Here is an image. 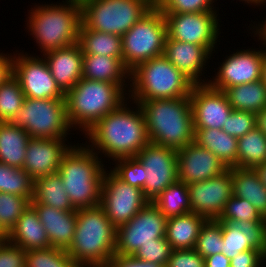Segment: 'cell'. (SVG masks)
Wrapping results in <instances>:
<instances>
[{"instance_id":"obj_30","label":"cell","mask_w":266,"mask_h":267,"mask_svg":"<svg viewBox=\"0 0 266 267\" xmlns=\"http://www.w3.org/2000/svg\"><path fill=\"white\" fill-rule=\"evenodd\" d=\"M30 135L11 122H0V163L22 168Z\"/></svg>"},{"instance_id":"obj_42","label":"cell","mask_w":266,"mask_h":267,"mask_svg":"<svg viewBox=\"0 0 266 267\" xmlns=\"http://www.w3.org/2000/svg\"><path fill=\"white\" fill-rule=\"evenodd\" d=\"M114 162V163H113ZM110 162L108 168L123 182L137 187L144 194V167L136 157H124ZM112 163V164H111Z\"/></svg>"},{"instance_id":"obj_2","label":"cell","mask_w":266,"mask_h":267,"mask_svg":"<svg viewBox=\"0 0 266 267\" xmlns=\"http://www.w3.org/2000/svg\"><path fill=\"white\" fill-rule=\"evenodd\" d=\"M27 10V32L35 40L40 55L78 42L81 4L75 2L34 3Z\"/></svg>"},{"instance_id":"obj_7","label":"cell","mask_w":266,"mask_h":267,"mask_svg":"<svg viewBox=\"0 0 266 267\" xmlns=\"http://www.w3.org/2000/svg\"><path fill=\"white\" fill-rule=\"evenodd\" d=\"M194 83L164 56H157L130 71L128 99L148 101L190 97Z\"/></svg>"},{"instance_id":"obj_52","label":"cell","mask_w":266,"mask_h":267,"mask_svg":"<svg viewBox=\"0 0 266 267\" xmlns=\"http://www.w3.org/2000/svg\"><path fill=\"white\" fill-rule=\"evenodd\" d=\"M256 126L266 135V108L256 114Z\"/></svg>"},{"instance_id":"obj_56","label":"cell","mask_w":266,"mask_h":267,"mask_svg":"<svg viewBox=\"0 0 266 267\" xmlns=\"http://www.w3.org/2000/svg\"><path fill=\"white\" fill-rule=\"evenodd\" d=\"M263 20L262 21H258V24H257V21L253 22V20H251L250 22H252L253 24L251 23L249 25L252 26L254 29H266V17Z\"/></svg>"},{"instance_id":"obj_5","label":"cell","mask_w":266,"mask_h":267,"mask_svg":"<svg viewBox=\"0 0 266 267\" xmlns=\"http://www.w3.org/2000/svg\"><path fill=\"white\" fill-rule=\"evenodd\" d=\"M104 163L85 142L73 144L64 154L58 173L76 209L100 205L103 177L108 168Z\"/></svg>"},{"instance_id":"obj_16","label":"cell","mask_w":266,"mask_h":267,"mask_svg":"<svg viewBox=\"0 0 266 267\" xmlns=\"http://www.w3.org/2000/svg\"><path fill=\"white\" fill-rule=\"evenodd\" d=\"M20 51H14L13 76L18 80L25 97L65 99L43 56Z\"/></svg>"},{"instance_id":"obj_19","label":"cell","mask_w":266,"mask_h":267,"mask_svg":"<svg viewBox=\"0 0 266 267\" xmlns=\"http://www.w3.org/2000/svg\"><path fill=\"white\" fill-rule=\"evenodd\" d=\"M73 144L67 138H30L22 168L34 180L57 173L64 154Z\"/></svg>"},{"instance_id":"obj_10","label":"cell","mask_w":266,"mask_h":267,"mask_svg":"<svg viewBox=\"0 0 266 267\" xmlns=\"http://www.w3.org/2000/svg\"><path fill=\"white\" fill-rule=\"evenodd\" d=\"M167 24L163 13L154 6L122 35L123 63L131 71L137 65L164 53Z\"/></svg>"},{"instance_id":"obj_46","label":"cell","mask_w":266,"mask_h":267,"mask_svg":"<svg viewBox=\"0 0 266 267\" xmlns=\"http://www.w3.org/2000/svg\"><path fill=\"white\" fill-rule=\"evenodd\" d=\"M26 251L6 238L0 242V267H25Z\"/></svg>"},{"instance_id":"obj_12","label":"cell","mask_w":266,"mask_h":267,"mask_svg":"<svg viewBox=\"0 0 266 267\" xmlns=\"http://www.w3.org/2000/svg\"><path fill=\"white\" fill-rule=\"evenodd\" d=\"M163 15L167 24L168 38L198 44L211 55L218 53L221 41L220 27H222L219 12L163 13Z\"/></svg>"},{"instance_id":"obj_35","label":"cell","mask_w":266,"mask_h":267,"mask_svg":"<svg viewBox=\"0 0 266 267\" xmlns=\"http://www.w3.org/2000/svg\"><path fill=\"white\" fill-rule=\"evenodd\" d=\"M152 202L167 219L191 212L188 185L179 180L166 187Z\"/></svg>"},{"instance_id":"obj_20","label":"cell","mask_w":266,"mask_h":267,"mask_svg":"<svg viewBox=\"0 0 266 267\" xmlns=\"http://www.w3.org/2000/svg\"><path fill=\"white\" fill-rule=\"evenodd\" d=\"M178 180L187 185L208 180L228 168L212 152L195 142L177 150Z\"/></svg>"},{"instance_id":"obj_23","label":"cell","mask_w":266,"mask_h":267,"mask_svg":"<svg viewBox=\"0 0 266 267\" xmlns=\"http://www.w3.org/2000/svg\"><path fill=\"white\" fill-rule=\"evenodd\" d=\"M57 86L66 94L82 79L83 52L78 42L42 54Z\"/></svg>"},{"instance_id":"obj_11","label":"cell","mask_w":266,"mask_h":267,"mask_svg":"<svg viewBox=\"0 0 266 267\" xmlns=\"http://www.w3.org/2000/svg\"><path fill=\"white\" fill-rule=\"evenodd\" d=\"M246 28H250L248 32L251 33L250 36L254 34L253 37H257V41H260L259 48L248 47L247 49L233 50V52L229 50L232 54L226 55L222 62H217V72L211 76L212 79L210 77L208 82L211 87L224 91L226 88L236 85L261 80L265 37L250 25ZM260 45H262L261 48Z\"/></svg>"},{"instance_id":"obj_50","label":"cell","mask_w":266,"mask_h":267,"mask_svg":"<svg viewBox=\"0 0 266 267\" xmlns=\"http://www.w3.org/2000/svg\"><path fill=\"white\" fill-rule=\"evenodd\" d=\"M3 53L0 52V85L13 76L14 52Z\"/></svg>"},{"instance_id":"obj_21","label":"cell","mask_w":266,"mask_h":267,"mask_svg":"<svg viewBox=\"0 0 266 267\" xmlns=\"http://www.w3.org/2000/svg\"><path fill=\"white\" fill-rule=\"evenodd\" d=\"M163 55L194 84H207L205 77L212 56L203 46L166 37ZM206 66V67H205ZM204 77V78H203Z\"/></svg>"},{"instance_id":"obj_40","label":"cell","mask_w":266,"mask_h":267,"mask_svg":"<svg viewBox=\"0 0 266 267\" xmlns=\"http://www.w3.org/2000/svg\"><path fill=\"white\" fill-rule=\"evenodd\" d=\"M222 225L216 219H208L201 227L194 249L203 258L222 253Z\"/></svg>"},{"instance_id":"obj_53","label":"cell","mask_w":266,"mask_h":267,"mask_svg":"<svg viewBox=\"0 0 266 267\" xmlns=\"http://www.w3.org/2000/svg\"><path fill=\"white\" fill-rule=\"evenodd\" d=\"M253 169L258 174L262 184L266 187V162L255 166Z\"/></svg>"},{"instance_id":"obj_31","label":"cell","mask_w":266,"mask_h":267,"mask_svg":"<svg viewBox=\"0 0 266 267\" xmlns=\"http://www.w3.org/2000/svg\"><path fill=\"white\" fill-rule=\"evenodd\" d=\"M60 174L54 173L34 180L33 198L30 204H42L63 211L77 210L64 190Z\"/></svg>"},{"instance_id":"obj_13","label":"cell","mask_w":266,"mask_h":267,"mask_svg":"<svg viewBox=\"0 0 266 267\" xmlns=\"http://www.w3.org/2000/svg\"><path fill=\"white\" fill-rule=\"evenodd\" d=\"M166 225V216L153 202H148L127 223L116 228L115 254L134 255L141 245L165 237Z\"/></svg>"},{"instance_id":"obj_28","label":"cell","mask_w":266,"mask_h":267,"mask_svg":"<svg viewBox=\"0 0 266 267\" xmlns=\"http://www.w3.org/2000/svg\"><path fill=\"white\" fill-rule=\"evenodd\" d=\"M194 142L217 156L227 168L237 167V138L222 129L194 128Z\"/></svg>"},{"instance_id":"obj_25","label":"cell","mask_w":266,"mask_h":267,"mask_svg":"<svg viewBox=\"0 0 266 267\" xmlns=\"http://www.w3.org/2000/svg\"><path fill=\"white\" fill-rule=\"evenodd\" d=\"M82 78L118 84L127 94L130 87V71L123 58L83 54Z\"/></svg>"},{"instance_id":"obj_55","label":"cell","mask_w":266,"mask_h":267,"mask_svg":"<svg viewBox=\"0 0 266 267\" xmlns=\"http://www.w3.org/2000/svg\"><path fill=\"white\" fill-rule=\"evenodd\" d=\"M261 81L266 85V38H265V50L263 53Z\"/></svg>"},{"instance_id":"obj_27","label":"cell","mask_w":266,"mask_h":267,"mask_svg":"<svg viewBox=\"0 0 266 267\" xmlns=\"http://www.w3.org/2000/svg\"><path fill=\"white\" fill-rule=\"evenodd\" d=\"M207 220L194 212L168 218L165 238L173 250L192 249L196 245L201 227Z\"/></svg>"},{"instance_id":"obj_47","label":"cell","mask_w":266,"mask_h":267,"mask_svg":"<svg viewBox=\"0 0 266 267\" xmlns=\"http://www.w3.org/2000/svg\"><path fill=\"white\" fill-rule=\"evenodd\" d=\"M165 267H205V258L192 249L173 250Z\"/></svg>"},{"instance_id":"obj_9","label":"cell","mask_w":266,"mask_h":267,"mask_svg":"<svg viewBox=\"0 0 266 267\" xmlns=\"http://www.w3.org/2000/svg\"><path fill=\"white\" fill-rule=\"evenodd\" d=\"M23 128L31 138H68L73 128L68 120L65 99H33L25 97L22 107L11 121Z\"/></svg>"},{"instance_id":"obj_3","label":"cell","mask_w":266,"mask_h":267,"mask_svg":"<svg viewBox=\"0 0 266 267\" xmlns=\"http://www.w3.org/2000/svg\"><path fill=\"white\" fill-rule=\"evenodd\" d=\"M134 102L141 108L151 143L179 150L194 142L189 97Z\"/></svg>"},{"instance_id":"obj_14","label":"cell","mask_w":266,"mask_h":267,"mask_svg":"<svg viewBox=\"0 0 266 267\" xmlns=\"http://www.w3.org/2000/svg\"><path fill=\"white\" fill-rule=\"evenodd\" d=\"M148 202L141 189L123 182L110 169L105 170L100 206L116 228L127 223Z\"/></svg>"},{"instance_id":"obj_41","label":"cell","mask_w":266,"mask_h":267,"mask_svg":"<svg viewBox=\"0 0 266 267\" xmlns=\"http://www.w3.org/2000/svg\"><path fill=\"white\" fill-rule=\"evenodd\" d=\"M218 222L265 221L266 219L247 200L232 196L224 206Z\"/></svg>"},{"instance_id":"obj_57","label":"cell","mask_w":266,"mask_h":267,"mask_svg":"<svg viewBox=\"0 0 266 267\" xmlns=\"http://www.w3.org/2000/svg\"><path fill=\"white\" fill-rule=\"evenodd\" d=\"M259 34L266 38V29H255Z\"/></svg>"},{"instance_id":"obj_8","label":"cell","mask_w":266,"mask_h":267,"mask_svg":"<svg viewBox=\"0 0 266 267\" xmlns=\"http://www.w3.org/2000/svg\"><path fill=\"white\" fill-rule=\"evenodd\" d=\"M155 6V0H87L82 23L92 30L121 36Z\"/></svg>"},{"instance_id":"obj_32","label":"cell","mask_w":266,"mask_h":267,"mask_svg":"<svg viewBox=\"0 0 266 267\" xmlns=\"http://www.w3.org/2000/svg\"><path fill=\"white\" fill-rule=\"evenodd\" d=\"M78 43L83 54L123 58L121 36L88 29L82 22Z\"/></svg>"},{"instance_id":"obj_49","label":"cell","mask_w":266,"mask_h":267,"mask_svg":"<svg viewBox=\"0 0 266 267\" xmlns=\"http://www.w3.org/2000/svg\"><path fill=\"white\" fill-rule=\"evenodd\" d=\"M107 267H165L163 265L136 259L133 255L114 254Z\"/></svg>"},{"instance_id":"obj_15","label":"cell","mask_w":266,"mask_h":267,"mask_svg":"<svg viewBox=\"0 0 266 267\" xmlns=\"http://www.w3.org/2000/svg\"><path fill=\"white\" fill-rule=\"evenodd\" d=\"M135 157L144 167V196L149 202L178 181L177 150L149 142Z\"/></svg>"},{"instance_id":"obj_58","label":"cell","mask_w":266,"mask_h":267,"mask_svg":"<svg viewBox=\"0 0 266 267\" xmlns=\"http://www.w3.org/2000/svg\"><path fill=\"white\" fill-rule=\"evenodd\" d=\"M64 1L75 2V3L82 4V3H84V2L87 1V0H64Z\"/></svg>"},{"instance_id":"obj_29","label":"cell","mask_w":266,"mask_h":267,"mask_svg":"<svg viewBox=\"0 0 266 267\" xmlns=\"http://www.w3.org/2000/svg\"><path fill=\"white\" fill-rule=\"evenodd\" d=\"M233 196L250 202L266 219V187L252 168H232Z\"/></svg>"},{"instance_id":"obj_34","label":"cell","mask_w":266,"mask_h":267,"mask_svg":"<svg viewBox=\"0 0 266 267\" xmlns=\"http://www.w3.org/2000/svg\"><path fill=\"white\" fill-rule=\"evenodd\" d=\"M266 162V135L256 126L237 138V168H254Z\"/></svg>"},{"instance_id":"obj_54","label":"cell","mask_w":266,"mask_h":267,"mask_svg":"<svg viewBox=\"0 0 266 267\" xmlns=\"http://www.w3.org/2000/svg\"><path fill=\"white\" fill-rule=\"evenodd\" d=\"M216 1H218V0H216ZM237 1H240L244 4H247V6L251 5L250 7H252V6H254V8L258 7L259 10H260L259 7H261V6L262 7L264 6V8L266 7V0H237Z\"/></svg>"},{"instance_id":"obj_18","label":"cell","mask_w":266,"mask_h":267,"mask_svg":"<svg viewBox=\"0 0 266 267\" xmlns=\"http://www.w3.org/2000/svg\"><path fill=\"white\" fill-rule=\"evenodd\" d=\"M194 128L222 129L233 111L226 94L207 84H194L190 93Z\"/></svg>"},{"instance_id":"obj_51","label":"cell","mask_w":266,"mask_h":267,"mask_svg":"<svg viewBox=\"0 0 266 267\" xmlns=\"http://www.w3.org/2000/svg\"><path fill=\"white\" fill-rule=\"evenodd\" d=\"M205 267H230V259L223 253H217L205 258Z\"/></svg>"},{"instance_id":"obj_36","label":"cell","mask_w":266,"mask_h":267,"mask_svg":"<svg viewBox=\"0 0 266 267\" xmlns=\"http://www.w3.org/2000/svg\"><path fill=\"white\" fill-rule=\"evenodd\" d=\"M34 179L23 169L0 163V192L33 198Z\"/></svg>"},{"instance_id":"obj_38","label":"cell","mask_w":266,"mask_h":267,"mask_svg":"<svg viewBox=\"0 0 266 267\" xmlns=\"http://www.w3.org/2000/svg\"><path fill=\"white\" fill-rule=\"evenodd\" d=\"M25 95L18 80L11 76L0 85V122H11L22 107Z\"/></svg>"},{"instance_id":"obj_17","label":"cell","mask_w":266,"mask_h":267,"mask_svg":"<svg viewBox=\"0 0 266 267\" xmlns=\"http://www.w3.org/2000/svg\"><path fill=\"white\" fill-rule=\"evenodd\" d=\"M191 212L217 219L233 196L232 168L205 181L188 184Z\"/></svg>"},{"instance_id":"obj_33","label":"cell","mask_w":266,"mask_h":267,"mask_svg":"<svg viewBox=\"0 0 266 267\" xmlns=\"http://www.w3.org/2000/svg\"><path fill=\"white\" fill-rule=\"evenodd\" d=\"M224 93L233 110L258 114L266 108V85L261 80L226 88Z\"/></svg>"},{"instance_id":"obj_22","label":"cell","mask_w":266,"mask_h":267,"mask_svg":"<svg viewBox=\"0 0 266 267\" xmlns=\"http://www.w3.org/2000/svg\"><path fill=\"white\" fill-rule=\"evenodd\" d=\"M219 223L222 225V253L229 259L250 249L266 254V220Z\"/></svg>"},{"instance_id":"obj_1","label":"cell","mask_w":266,"mask_h":267,"mask_svg":"<svg viewBox=\"0 0 266 267\" xmlns=\"http://www.w3.org/2000/svg\"><path fill=\"white\" fill-rule=\"evenodd\" d=\"M83 136L88 141L85 144L109 164L110 160L135 157L150 142L141 108L130 99L102 117Z\"/></svg>"},{"instance_id":"obj_4","label":"cell","mask_w":266,"mask_h":267,"mask_svg":"<svg viewBox=\"0 0 266 267\" xmlns=\"http://www.w3.org/2000/svg\"><path fill=\"white\" fill-rule=\"evenodd\" d=\"M76 213L74 237L66 252L79 267H107L115 254L116 227L100 205Z\"/></svg>"},{"instance_id":"obj_48","label":"cell","mask_w":266,"mask_h":267,"mask_svg":"<svg viewBox=\"0 0 266 267\" xmlns=\"http://www.w3.org/2000/svg\"><path fill=\"white\" fill-rule=\"evenodd\" d=\"M266 254L262 250L250 249L230 259V267H265Z\"/></svg>"},{"instance_id":"obj_6","label":"cell","mask_w":266,"mask_h":267,"mask_svg":"<svg viewBox=\"0 0 266 267\" xmlns=\"http://www.w3.org/2000/svg\"><path fill=\"white\" fill-rule=\"evenodd\" d=\"M127 99L118 84L82 78L65 94L68 120L81 136Z\"/></svg>"},{"instance_id":"obj_43","label":"cell","mask_w":266,"mask_h":267,"mask_svg":"<svg viewBox=\"0 0 266 267\" xmlns=\"http://www.w3.org/2000/svg\"><path fill=\"white\" fill-rule=\"evenodd\" d=\"M216 0H155L162 13L219 12Z\"/></svg>"},{"instance_id":"obj_44","label":"cell","mask_w":266,"mask_h":267,"mask_svg":"<svg viewBox=\"0 0 266 267\" xmlns=\"http://www.w3.org/2000/svg\"><path fill=\"white\" fill-rule=\"evenodd\" d=\"M173 249L165 237L154 239V242L141 245L133 255L136 259L166 266Z\"/></svg>"},{"instance_id":"obj_37","label":"cell","mask_w":266,"mask_h":267,"mask_svg":"<svg viewBox=\"0 0 266 267\" xmlns=\"http://www.w3.org/2000/svg\"><path fill=\"white\" fill-rule=\"evenodd\" d=\"M30 201L23 196L0 192V235L5 238Z\"/></svg>"},{"instance_id":"obj_45","label":"cell","mask_w":266,"mask_h":267,"mask_svg":"<svg viewBox=\"0 0 266 267\" xmlns=\"http://www.w3.org/2000/svg\"><path fill=\"white\" fill-rule=\"evenodd\" d=\"M256 127V114L252 112L233 110L224 122L222 130L236 138L250 132Z\"/></svg>"},{"instance_id":"obj_24","label":"cell","mask_w":266,"mask_h":267,"mask_svg":"<svg viewBox=\"0 0 266 267\" xmlns=\"http://www.w3.org/2000/svg\"><path fill=\"white\" fill-rule=\"evenodd\" d=\"M38 213L40 222L48 234L52 247L67 250L73 240L77 213L63 211L51 206L42 204H31Z\"/></svg>"},{"instance_id":"obj_39","label":"cell","mask_w":266,"mask_h":267,"mask_svg":"<svg viewBox=\"0 0 266 267\" xmlns=\"http://www.w3.org/2000/svg\"><path fill=\"white\" fill-rule=\"evenodd\" d=\"M25 267H79L66 250L49 247L26 251Z\"/></svg>"},{"instance_id":"obj_26","label":"cell","mask_w":266,"mask_h":267,"mask_svg":"<svg viewBox=\"0 0 266 267\" xmlns=\"http://www.w3.org/2000/svg\"><path fill=\"white\" fill-rule=\"evenodd\" d=\"M5 238L25 251L52 247L38 213L31 204Z\"/></svg>"}]
</instances>
